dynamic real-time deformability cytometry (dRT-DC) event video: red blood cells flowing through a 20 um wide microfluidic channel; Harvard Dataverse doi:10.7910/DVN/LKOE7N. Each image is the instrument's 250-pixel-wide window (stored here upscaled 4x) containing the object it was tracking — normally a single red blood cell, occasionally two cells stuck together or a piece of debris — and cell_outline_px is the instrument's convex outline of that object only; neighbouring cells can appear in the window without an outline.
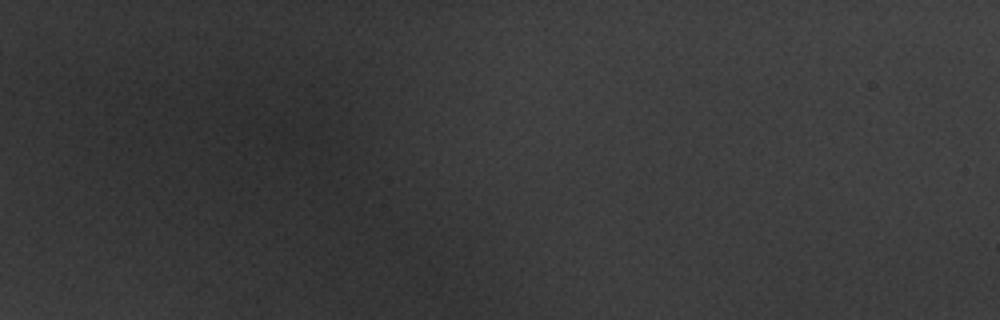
{"species": "common noctule bat (a hibernating species)", "species_latin": "Nyctalus noctula", "temperature_condition": "warm", "stored_images_in_passage": 2, "camera_frame_rate_fps": 3000, "um_per_image_px": 0.085, "animal": {"sex": "male", "body_mass_g": 20.1, "forearm_length_mm": 53.5}, "frame": {"image": 1, "passage_image": 1, "time_ms": 0.0, "image_size_px": [1000, 320], "cell_outline_px": [[356, 176], [344, 176], [276, 156], [272, 140], [272, 128], [284, 112], [332, 124], [348, 140], [356, 172]], "centroid_in_image_um": [26.59, 12.28], "position_along_channel_um": 58.4, "area_um2": 25.49}}